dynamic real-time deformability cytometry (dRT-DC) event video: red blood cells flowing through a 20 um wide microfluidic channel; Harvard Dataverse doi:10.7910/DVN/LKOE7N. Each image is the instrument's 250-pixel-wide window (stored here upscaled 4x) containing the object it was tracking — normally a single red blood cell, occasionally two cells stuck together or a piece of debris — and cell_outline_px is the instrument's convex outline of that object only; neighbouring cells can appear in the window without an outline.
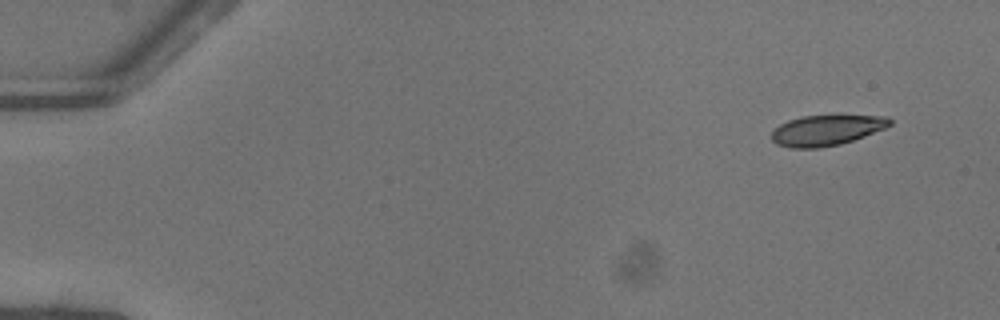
{"species": "common noctule bat (a hibernating species)", "species_latin": "Nyctalus noctula", "temperature_condition": "warm", "stored_images_in_passage": 49, "camera_frame_rate_fps": 3000, "um_per_image_px": 0.085, "animal": {"sex": "female"}, "frame": {"image": 1, "passage_image": 1, "time_ms": 0.0, "image_size_px": [1000, 320], "cell_outline_px": [[892, 124], [884, 128], [864, 136], [840, 144], [820, 148], [788, 148], [776, 144], [772, 140], [772, 132], [780, 124], [788, 120], [800, 116], [888, 116], [892, 120]], "centroid_in_image_um": [70.22, 11.08], "position_along_channel_um": 14.8, "area_um2": 20.87}}
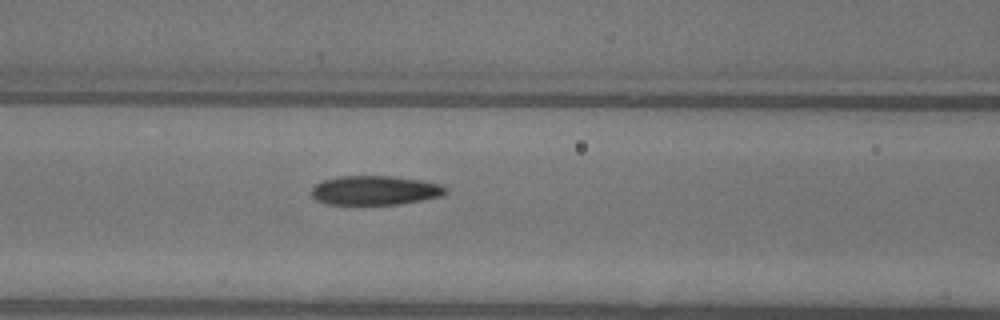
{"frame": {"image": 2, "passage_image": 20, "time_ms": 6.333, "image_size_px": [1000, 320], "cell_outline_px": [[448, 192], [444, 196], [400, 204], [328, 204], [316, 200], [312, 196], [312, 188], [316, 184], [324, 180], [340, 176], [392, 176], [420, 180], [440, 184], [448, 188]], "centroid_in_image_um": [31.92, 16.18], "position_along_channel_um": 134.7, "area_um2": 22.89}}
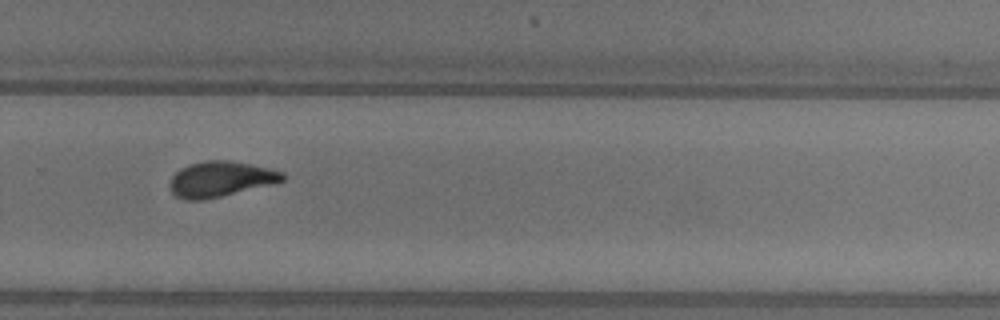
{"frame": {"image": 3, "passage_image": 33, "time_ms": 10.667, "image_size_px": [1000, 320], "cell_outline_px": [[288, 176], [284, 180], [272, 184], [204, 200], [184, 200], [176, 196], [172, 192], [168, 184], [172, 176], [180, 168], [188, 164], [204, 160], [228, 160], [268, 168], [284, 172]], "centroid_in_image_um": [18.72, 15.22], "position_along_channel_um": 311.1, "area_um2": 23.35}, "authors_computed_cell_mechanics": {"area_um2": 22.8888, "velocity_mm_per_s": 4.083, "shape_relaxation_time_tau1_ms": 4.9401, "shape_relaxation_time_tau2_ms": 1.6619, "deformation_change_tau1": 0.1676, "deformation_change_tau2": 0.0935}}